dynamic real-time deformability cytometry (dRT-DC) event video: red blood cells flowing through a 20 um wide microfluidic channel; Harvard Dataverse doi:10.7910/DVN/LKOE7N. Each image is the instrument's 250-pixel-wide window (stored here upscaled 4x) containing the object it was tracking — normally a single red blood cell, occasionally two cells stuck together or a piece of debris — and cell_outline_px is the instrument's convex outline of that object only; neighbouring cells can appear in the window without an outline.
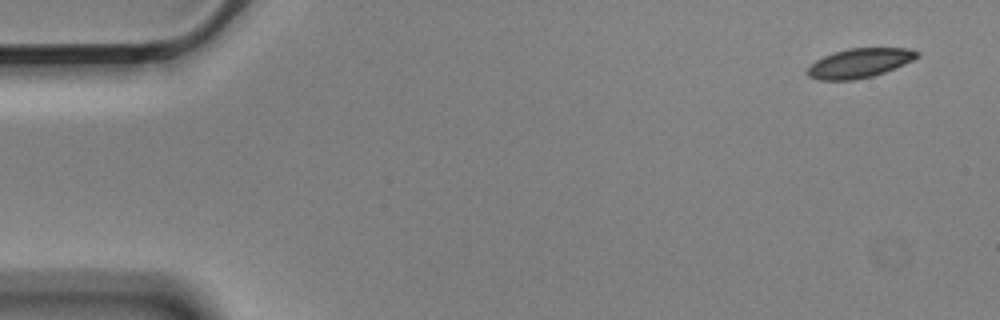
{"species": "Egyptian fruit bat (a non-hibernating species)", "species_latin": "Rousettus aegyptiacus", "temperature_condition": "cold", "stored_images_in_passage": 5, "camera_frame_rate_fps": 3000, "um_per_image_px": 0.085, "animal": {"sex": "male"}, "frame": {"image": 1, "passage_image": 1, "time_ms": 0.0, "image_size_px": [1000, 320], "cell_outline_px": [[920, 56], [904, 64], [884, 72], [872, 76], [852, 80], [820, 80], [808, 76], [808, 68], [816, 60], [824, 56], [848, 48], [912, 48], [920, 52]], "centroid_in_image_um": [73.1, 5.35], "position_along_channel_um": 11.9, "area_um2": 18.55}}
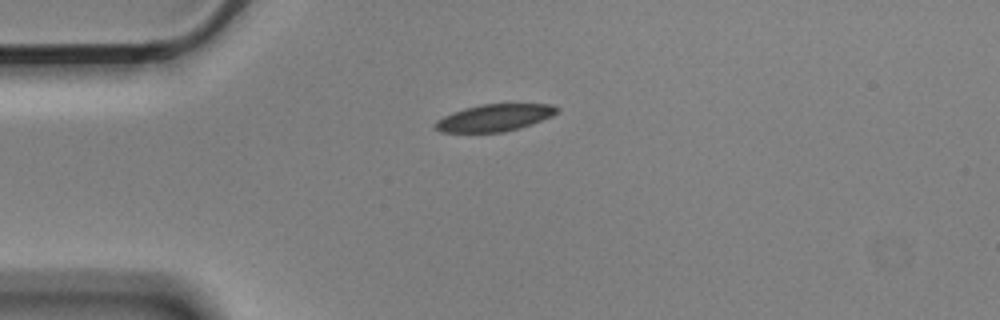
{"frame": {"image": 2, "passage_image": 4, "time_ms": 1.0, "image_size_px": [1000, 320], "cell_outline_px": [[560, 108], [552, 116], [532, 124], [520, 128], [504, 132], [440, 132], [432, 124], [436, 120], [452, 112], [464, 108], [480, 104], [552, 104]], "centroid_in_image_um": [42.02, 10.0], "position_along_channel_um": 43.0, "area_um2": 19.25}}